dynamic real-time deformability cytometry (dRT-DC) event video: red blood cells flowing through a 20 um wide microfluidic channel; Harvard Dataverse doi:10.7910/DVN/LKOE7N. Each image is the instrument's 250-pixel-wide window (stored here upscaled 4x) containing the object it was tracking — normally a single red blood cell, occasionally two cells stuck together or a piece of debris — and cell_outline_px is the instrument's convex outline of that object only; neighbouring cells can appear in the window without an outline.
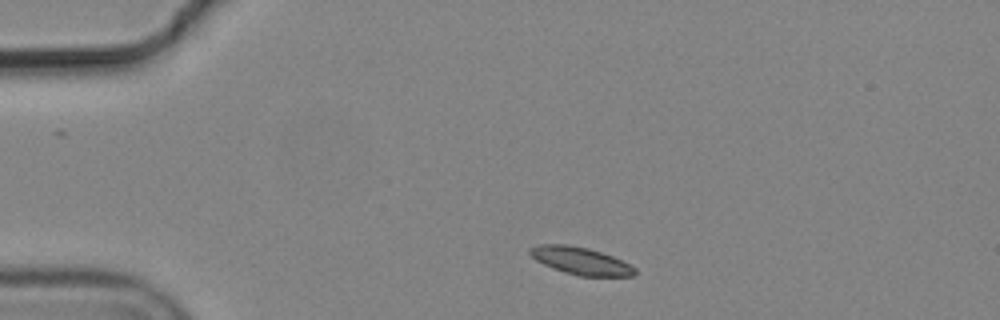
{"species": "common noctule bat (a hibernating species)", "species_latin": "Nyctalus noctula", "temperature_condition": "cold", "stored_images_in_passage": 3, "camera_frame_rate_fps": 3000, "um_per_image_px": 0.085, "animal": {"sex": "male", "body_mass_g": 19.2, "forearm_length_mm": 51.8}, "frame": {"image": 1, "passage_image": 1, "time_ms": 0.0, "image_size_px": [1000, 320], "cell_outline_px": [[636, 276], [580, 276], [564, 272], [544, 264], [536, 260], [528, 252], [528, 248], [540, 244], [564, 244], [588, 248], [612, 256], [636, 268]], "centroid_in_image_um": [49.35, 22.17], "position_along_channel_um": 35.7, "area_um2": 16.59}}
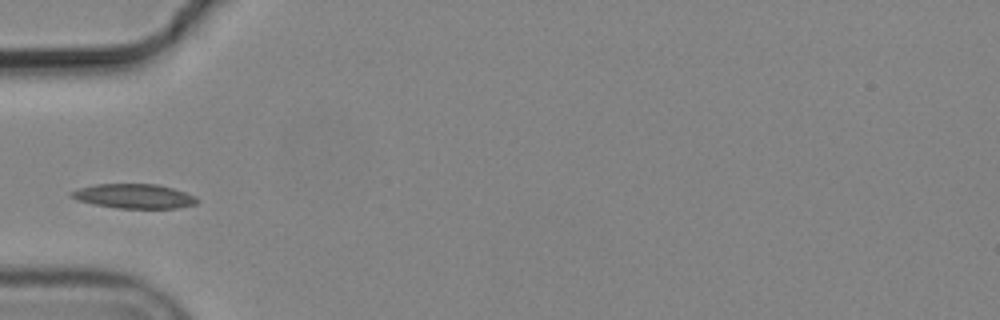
{"frame": {"image": 2, "passage_image": 3, "time_ms": 0.667, "image_size_px": [1000, 320], "cell_outline_px": [[196, 204], [176, 208], [116, 208], [76, 200], [68, 196], [68, 192], [76, 188], [96, 184], [156, 184], [172, 188], [196, 196]], "centroid_in_image_um": [11.31, 16.67], "position_along_channel_um": 73.7, "area_um2": 17.92}}